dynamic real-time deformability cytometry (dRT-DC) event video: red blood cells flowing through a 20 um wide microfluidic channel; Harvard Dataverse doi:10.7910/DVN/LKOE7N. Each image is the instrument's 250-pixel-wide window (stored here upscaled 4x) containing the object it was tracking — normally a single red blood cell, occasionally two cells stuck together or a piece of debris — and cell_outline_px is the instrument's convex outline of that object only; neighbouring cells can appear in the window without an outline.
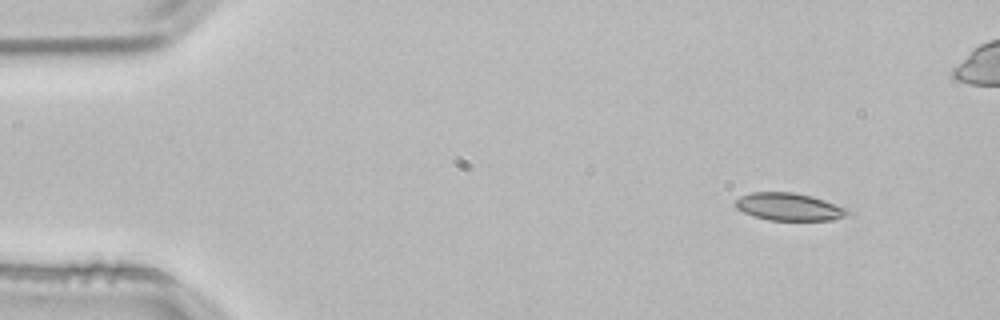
{"species": "common noctule bat (a hibernating species)", "species_latin": "Nyctalus noctula", "temperature_condition": "room temperature", "stored_images_in_passage": 4, "camera_frame_rate_fps": 3000, "um_per_image_px": 0.085, "animal": {"sex": "male", "body_mass_g": 21.5, "forearm_length_mm": 52.0}, "frame": {"image": 1, "passage_image": 1, "time_ms": 0.0, "image_size_px": [1000, 320], "cell_outline_px": [[852, 212], [844, 216], [832, 220], [768, 220], [752, 216], [736, 208], [736, 200], [740, 196], [752, 192], [792, 192], [812, 196], [848, 208]], "centroid_in_image_um": [67.08, 17.58], "position_along_channel_um": 17.9, "area_um2": 18.03}}
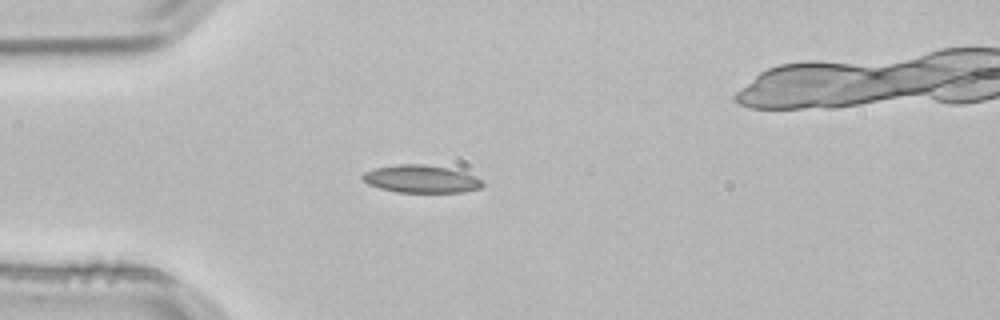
{"frame": {"image": 2, "passage_image": 3, "time_ms": 0.667, "image_size_px": [1000, 320], "cell_outline_px": [[484, 184], [480, 188], [464, 192], [396, 192], [380, 188], [368, 184], [360, 176], [364, 172], [376, 168], [400, 164], [424, 164], [448, 168], [464, 172], [476, 176], [484, 180]], "centroid_in_image_um": [35.83, 15.21], "position_along_channel_um": 49.2, "area_um2": 19.36}}